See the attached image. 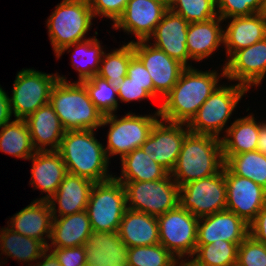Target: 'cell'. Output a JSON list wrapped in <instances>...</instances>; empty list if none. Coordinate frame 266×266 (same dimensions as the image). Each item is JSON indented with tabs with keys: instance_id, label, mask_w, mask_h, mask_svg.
Masks as SVG:
<instances>
[{
	"instance_id": "1",
	"label": "cell",
	"mask_w": 266,
	"mask_h": 266,
	"mask_svg": "<svg viewBox=\"0 0 266 266\" xmlns=\"http://www.w3.org/2000/svg\"><path fill=\"white\" fill-rule=\"evenodd\" d=\"M222 70L219 75L215 70L203 72L194 67H186L158 109L160 119L165 122L188 124L219 86V76L225 77L224 67Z\"/></svg>"
},
{
	"instance_id": "2",
	"label": "cell",
	"mask_w": 266,
	"mask_h": 266,
	"mask_svg": "<svg viewBox=\"0 0 266 266\" xmlns=\"http://www.w3.org/2000/svg\"><path fill=\"white\" fill-rule=\"evenodd\" d=\"M94 130H68L62 137L58 153L67 172L93 183L113 178L108 174L109 159L102 143L94 137Z\"/></svg>"
},
{
	"instance_id": "3",
	"label": "cell",
	"mask_w": 266,
	"mask_h": 266,
	"mask_svg": "<svg viewBox=\"0 0 266 266\" xmlns=\"http://www.w3.org/2000/svg\"><path fill=\"white\" fill-rule=\"evenodd\" d=\"M221 137L189 132L170 173L179 187L217 174L224 166Z\"/></svg>"
},
{
	"instance_id": "4",
	"label": "cell",
	"mask_w": 266,
	"mask_h": 266,
	"mask_svg": "<svg viewBox=\"0 0 266 266\" xmlns=\"http://www.w3.org/2000/svg\"><path fill=\"white\" fill-rule=\"evenodd\" d=\"M49 103L66 131H96L102 125L104 115L93 104L82 82L70 83L65 77L58 75Z\"/></svg>"
},
{
	"instance_id": "5",
	"label": "cell",
	"mask_w": 266,
	"mask_h": 266,
	"mask_svg": "<svg viewBox=\"0 0 266 266\" xmlns=\"http://www.w3.org/2000/svg\"><path fill=\"white\" fill-rule=\"evenodd\" d=\"M93 18L88 0H62L46 23L55 55L64 47L86 40Z\"/></svg>"
},
{
	"instance_id": "6",
	"label": "cell",
	"mask_w": 266,
	"mask_h": 266,
	"mask_svg": "<svg viewBox=\"0 0 266 266\" xmlns=\"http://www.w3.org/2000/svg\"><path fill=\"white\" fill-rule=\"evenodd\" d=\"M127 209L124 185L114 177L94 183L86 211L93 231L118 232Z\"/></svg>"
},
{
	"instance_id": "7",
	"label": "cell",
	"mask_w": 266,
	"mask_h": 266,
	"mask_svg": "<svg viewBox=\"0 0 266 266\" xmlns=\"http://www.w3.org/2000/svg\"><path fill=\"white\" fill-rule=\"evenodd\" d=\"M120 182L125 187L128 209L158 217L179 205L180 187L171 174L154 181Z\"/></svg>"
},
{
	"instance_id": "8",
	"label": "cell",
	"mask_w": 266,
	"mask_h": 266,
	"mask_svg": "<svg viewBox=\"0 0 266 266\" xmlns=\"http://www.w3.org/2000/svg\"><path fill=\"white\" fill-rule=\"evenodd\" d=\"M247 91L240 84L218 86L187 124L190 132L219 137L239 100Z\"/></svg>"
},
{
	"instance_id": "9",
	"label": "cell",
	"mask_w": 266,
	"mask_h": 266,
	"mask_svg": "<svg viewBox=\"0 0 266 266\" xmlns=\"http://www.w3.org/2000/svg\"><path fill=\"white\" fill-rule=\"evenodd\" d=\"M226 202L225 165L217 174L179 188V205L197 218L226 210Z\"/></svg>"
},
{
	"instance_id": "10",
	"label": "cell",
	"mask_w": 266,
	"mask_h": 266,
	"mask_svg": "<svg viewBox=\"0 0 266 266\" xmlns=\"http://www.w3.org/2000/svg\"><path fill=\"white\" fill-rule=\"evenodd\" d=\"M159 111L150 115H135L127 113L118 119L115 114L105 115L102 125H110L108 131L106 154L109 156L120 154V159L132 152L147 140L154 124L159 120Z\"/></svg>"
},
{
	"instance_id": "11",
	"label": "cell",
	"mask_w": 266,
	"mask_h": 266,
	"mask_svg": "<svg viewBox=\"0 0 266 266\" xmlns=\"http://www.w3.org/2000/svg\"><path fill=\"white\" fill-rule=\"evenodd\" d=\"M57 80L58 74H46L34 69H22L18 72L9 98L14 117L26 119L38 108L48 104Z\"/></svg>"
},
{
	"instance_id": "12",
	"label": "cell",
	"mask_w": 266,
	"mask_h": 266,
	"mask_svg": "<svg viewBox=\"0 0 266 266\" xmlns=\"http://www.w3.org/2000/svg\"><path fill=\"white\" fill-rule=\"evenodd\" d=\"M159 243L174 257H194L199 218L178 205L157 217Z\"/></svg>"
},
{
	"instance_id": "13",
	"label": "cell",
	"mask_w": 266,
	"mask_h": 266,
	"mask_svg": "<svg viewBox=\"0 0 266 266\" xmlns=\"http://www.w3.org/2000/svg\"><path fill=\"white\" fill-rule=\"evenodd\" d=\"M164 122L160 119L154 124L141 148L151 159L171 173L177 163L183 141L190 130L184 123L165 122L166 125Z\"/></svg>"
},
{
	"instance_id": "14",
	"label": "cell",
	"mask_w": 266,
	"mask_h": 266,
	"mask_svg": "<svg viewBox=\"0 0 266 266\" xmlns=\"http://www.w3.org/2000/svg\"><path fill=\"white\" fill-rule=\"evenodd\" d=\"M135 55L141 60L150 74L154 85V98L165 97L179 80L186 68L161 49L148 44V40L131 41Z\"/></svg>"
},
{
	"instance_id": "15",
	"label": "cell",
	"mask_w": 266,
	"mask_h": 266,
	"mask_svg": "<svg viewBox=\"0 0 266 266\" xmlns=\"http://www.w3.org/2000/svg\"><path fill=\"white\" fill-rule=\"evenodd\" d=\"M226 210L235 213L248 225L266 204V189L248 178L233 174L225 166Z\"/></svg>"
},
{
	"instance_id": "16",
	"label": "cell",
	"mask_w": 266,
	"mask_h": 266,
	"mask_svg": "<svg viewBox=\"0 0 266 266\" xmlns=\"http://www.w3.org/2000/svg\"><path fill=\"white\" fill-rule=\"evenodd\" d=\"M168 9V0H129L113 28L134 34L137 41L148 40Z\"/></svg>"
},
{
	"instance_id": "17",
	"label": "cell",
	"mask_w": 266,
	"mask_h": 266,
	"mask_svg": "<svg viewBox=\"0 0 266 266\" xmlns=\"http://www.w3.org/2000/svg\"><path fill=\"white\" fill-rule=\"evenodd\" d=\"M224 65L229 80L239 81L248 90L258 86L266 74V38L236 51Z\"/></svg>"
},
{
	"instance_id": "18",
	"label": "cell",
	"mask_w": 266,
	"mask_h": 266,
	"mask_svg": "<svg viewBox=\"0 0 266 266\" xmlns=\"http://www.w3.org/2000/svg\"><path fill=\"white\" fill-rule=\"evenodd\" d=\"M249 235V225L235 213L223 210L199 218L196 244L228 241L241 243Z\"/></svg>"
},
{
	"instance_id": "19",
	"label": "cell",
	"mask_w": 266,
	"mask_h": 266,
	"mask_svg": "<svg viewBox=\"0 0 266 266\" xmlns=\"http://www.w3.org/2000/svg\"><path fill=\"white\" fill-rule=\"evenodd\" d=\"M189 24L182 16L168 9L148 41L154 38L155 43L152 45L161 49L185 67H192L187 65L190 59L186 45Z\"/></svg>"
},
{
	"instance_id": "20",
	"label": "cell",
	"mask_w": 266,
	"mask_h": 266,
	"mask_svg": "<svg viewBox=\"0 0 266 266\" xmlns=\"http://www.w3.org/2000/svg\"><path fill=\"white\" fill-rule=\"evenodd\" d=\"M83 246L87 266H128V246L118 232L93 231Z\"/></svg>"
},
{
	"instance_id": "21",
	"label": "cell",
	"mask_w": 266,
	"mask_h": 266,
	"mask_svg": "<svg viewBox=\"0 0 266 266\" xmlns=\"http://www.w3.org/2000/svg\"><path fill=\"white\" fill-rule=\"evenodd\" d=\"M25 121L35 151H57L59 149L66 130L50 103L38 108Z\"/></svg>"
},
{
	"instance_id": "22",
	"label": "cell",
	"mask_w": 266,
	"mask_h": 266,
	"mask_svg": "<svg viewBox=\"0 0 266 266\" xmlns=\"http://www.w3.org/2000/svg\"><path fill=\"white\" fill-rule=\"evenodd\" d=\"M93 186L92 181L67 173L56 193L48 200L53 217H63L85 211ZM56 202H58V211Z\"/></svg>"
},
{
	"instance_id": "23",
	"label": "cell",
	"mask_w": 266,
	"mask_h": 266,
	"mask_svg": "<svg viewBox=\"0 0 266 266\" xmlns=\"http://www.w3.org/2000/svg\"><path fill=\"white\" fill-rule=\"evenodd\" d=\"M29 159L33 161L30 184L46 193L36 200L48 201L68 173L65 163L58 151H36Z\"/></svg>"
},
{
	"instance_id": "24",
	"label": "cell",
	"mask_w": 266,
	"mask_h": 266,
	"mask_svg": "<svg viewBox=\"0 0 266 266\" xmlns=\"http://www.w3.org/2000/svg\"><path fill=\"white\" fill-rule=\"evenodd\" d=\"M226 27L223 39L226 54L230 58L236 51L266 38V12L232 17Z\"/></svg>"
},
{
	"instance_id": "25",
	"label": "cell",
	"mask_w": 266,
	"mask_h": 266,
	"mask_svg": "<svg viewBox=\"0 0 266 266\" xmlns=\"http://www.w3.org/2000/svg\"><path fill=\"white\" fill-rule=\"evenodd\" d=\"M8 224L11 230L21 235L35 238L49 245L43 236L50 239L53 214L48 201L35 200L30 205L16 213Z\"/></svg>"
},
{
	"instance_id": "26",
	"label": "cell",
	"mask_w": 266,
	"mask_h": 266,
	"mask_svg": "<svg viewBox=\"0 0 266 266\" xmlns=\"http://www.w3.org/2000/svg\"><path fill=\"white\" fill-rule=\"evenodd\" d=\"M158 230L157 217L127 208L118 234L122 242L131 248L159 244Z\"/></svg>"
},
{
	"instance_id": "27",
	"label": "cell",
	"mask_w": 266,
	"mask_h": 266,
	"mask_svg": "<svg viewBox=\"0 0 266 266\" xmlns=\"http://www.w3.org/2000/svg\"><path fill=\"white\" fill-rule=\"evenodd\" d=\"M93 232L87 211L53 217L50 248H68L83 246Z\"/></svg>"
},
{
	"instance_id": "28",
	"label": "cell",
	"mask_w": 266,
	"mask_h": 266,
	"mask_svg": "<svg viewBox=\"0 0 266 266\" xmlns=\"http://www.w3.org/2000/svg\"><path fill=\"white\" fill-rule=\"evenodd\" d=\"M220 16L206 22L190 23L187 29L186 45L191 60L200 61L212 55L220 44H224Z\"/></svg>"
},
{
	"instance_id": "29",
	"label": "cell",
	"mask_w": 266,
	"mask_h": 266,
	"mask_svg": "<svg viewBox=\"0 0 266 266\" xmlns=\"http://www.w3.org/2000/svg\"><path fill=\"white\" fill-rule=\"evenodd\" d=\"M260 123L252 115L236 119L221 139L224 163L233 155L256 151Z\"/></svg>"
},
{
	"instance_id": "30",
	"label": "cell",
	"mask_w": 266,
	"mask_h": 266,
	"mask_svg": "<svg viewBox=\"0 0 266 266\" xmlns=\"http://www.w3.org/2000/svg\"><path fill=\"white\" fill-rule=\"evenodd\" d=\"M122 176L114 178L118 181H154L167 177L170 173L144 150L136 148L121 158Z\"/></svg>"
},
{
	"instance_id": "31",
	"label": "cell",
	"mask_w": 266,
	"mask_h": 266,
	"mask_svg": "<svg viewBox=\"0 0 266 266\" xmlns=\"http://www.w3.org/2000/svg\"><path fill=\"white\" fill-rule=\"evenodd\" d=\"M0 250L20 262H31L41 259L47 246L35 238L21 235L7 227L0 231Z\"/></svg>"
},
{
	"instance_id": "32",
	"label": "cell",
	"mask_w": 266,
	"mask_h": 266,
	"mask_svg": "<svg viewBox=\"0 0 266 266\" xmlns=\"http://www.w3.org/2000/svg\"><path fill=\"white\" fill-rule=\"evenodd\" d=\"M0 151L28 159L36 152L25 119H16L0 127Z\"/></svg>"
},
{
	"instance_id": "33",
	"label": "cell",
	"mask_w": 266,
	"mask_h": 266,
	"mask_svg": "<svg viewBox=\"0 0 266 266\" xmlns=\"http://www.w3.org/2000/svg\"><path fill=\"white\" fill-rule=\"evenodd\" d=\"M233 174L251 179L266 189V155L259 151L231 156L224 164Z\"/></svg>"
},
{
	"instance_id": "34",
	"label": "cell",
	"mask_w": 266,
	"mask_h": 266,
	"mask_svg": "<svg viewBox=\"0 0 266 266\" xmlns=\"http://www.w3.org/2000/svg\"><path fill=\"white\" fill-rule=\"evenodd\" d=\"M135 55L131 42L121 46L113 52L105 54L101 58L100 70L97 76L108 80L117 90L127 76V67L130 59Z\"/></svg>"
},
{
	"instance_id": "35",
	"label": "cell",
	"mask_w": 266,
	"mask_h": 266,
	"mask_svg": "<svg viewBox=\"0 0 266 266\" xmlns=\"http://www.w3.org/2000/svg\"><path fill=\"white\" fill-rule=\"evenodd\" d=\"M72 46H75V53L73 52V57L75 55L82 57L84 60L86 59V63L84 65H78V63L74 62L72 60L73 67L79 72V78L78 81L81 82L85 79H89L99 73L100 70V63L101 58L103 55L102 46L100 44V41L97 40L96 36L91 38H86L84 41L76 42L73 45H69L67 47H64L57 55L56 57H61L62 53L64 51H67V49L72 48ZM82 54V55H81ZM79 59V58H78ZM76 60V58H75ZM77 61V60H76ZM83 62V61H82ZM84 62V63H85Z\"/></svg>"
},
{
	"instance_id": "36",
	"label": "cell",
	"mask_w": 266,
	"mask_h": 266,
	"mask_svg": "<svg viewBox=\"0 0 266 266\" xmlns=\"http://www.w3.org/2000/svg\"><path fill=\"white\" fill-rule=\"evenodd\" d=\"M240 244L223 240L212 244H196L194 259L203 266H228L237 261Z\"/></svg>"
},
{
	"instance_id": "37",
	"label": "cell",
	"mask_w": 266,
	"mask_h": 266,
	"mask_svg": "<svg viewBox=\"0 0 266 266\" xmlns=\"http://www.w3.org/2000/svg\"><path fill=\"white\" fill-rule=\"evenodd\" d=\"M93 104L103 113V115L114 114L118 107V99L115 98L117 90L108 80L95 75L89 79L81 81Z\"/></svg>"
},
{
	"instance_id": "38",
	"label": "cell",
	"mask_w": 266,
	"mask_h": 266,
	"mask_svg": "<svg viewBox=\"0 0 266 266\" xmlns=\"http://www.w3.org/2000/svg\"><path fill=\"white\" fill-rule=\"evenodd\" d=\"M171 11L187 22H206L217 17L216 0H168Z\"/></svg>"
},
{
	"instance_id": "39",
	"label": "cell",
	"mask_w": 266,
	"mask_h": 266,
	"mask_svg": "<svg viewBox=\"0 0 266 266\" xmlns=\"http://www.w3.org/2000/svg\"><path fill=\"white\" fill-rule=\"evenodd\" d=\"M128 266H175L174 257L163 245L128 248Z\"/></svg>"
},
{
	"instance_id": "40",
	"label": "cell",
	"mask_w": 266,
	"mask_h": 266,
	"mask_svg": "<svg viewBox=\"0 0 266 266\" xmlns=\"http://www.w3.org/2000/svg\"><path fill=\"white\" fill-rule=\"evenodd\" d=\"M217 15L223 20L266 12V0H216Z\"/></svg>"
},
{
	"instance_id": "41",
	"label": "cell",
	"mask_w": 266,
	"mask_h": 266,
	"mask_svg": "<svg viewBox=\"0 0 266 266\" xmlns=\"http://www.w3.org/2000/svg\"><path fill=\"white\" fill-rule=\"evenodd\" d=\"M237 261L243 266H266V245L248 235L238 247Z\"/></svg>"
},
{
	"instance_id": "42",
	"label": "cell",
	"mask_w": 266,
	"mask_h": 266,
	"mask_svg": "<svg viewBox=\"0 0 266 266\" xmlns=\"http://www.w3.org/2000/svg\"><path fill=\"white\" fill-rule=\"evenodd\" d=\"M129 0H88L94 17L105 16L113 20L114 24L122 16Z\"/></svg>"
},
{
	"instance_id": "43",
	"label": "cell",
	"mask_w": 266,
	"mask_h": 266,
	"mask_svg": "<svg viewBox=\"0 0 266 266\" xmlns=\"http://www.w3.org/2000/svg\"><path fill=\"white\" fill-rule=\"evenodd\" d=\"M127 76L130 78V81L136 85L144 86V89L154 97L153 80L144 64L136 55L130 59L127 67Z\"/></svg>"
},
{
	"instance_id": "44",
	"label": "cell",
	"mask_w": 266,
	"mask_h": 266,
	"mask_svg": "<svg viewBox=\"0 0 266 266\" xmlns=\"http://www.w3.org/2000/svg\"><path fill=\"white\" fill-rule=\"evenodd\" d=\"M61 266H85L86 252L84 246L54 248L51 251Z\"/></svg>"
},
{
	"instance_id": "45",
	"label": "cell",
	"mask_w": 266,
	"mask_h": 266,
	"mask_svg": "<svg viewBox=\"0 0 266 266\" xmlns=\"http://www.w3.org/2000/svg\"><path fill=\"white\" fill-rule=\"evenodd\" d=\"M118 99L122 102H130L134 100H142L146 98L154 97L144 89L142 85H136L130 81L128 76H125L124 81L119 85L117 89Z\"/></svg>"
},
{
	"instance_id": "46",
	"label": "cell",
	"mask_w": 266,
	"mask_h": 266,
	"mask_svg": "<svg viewBox=\"0 0 266 266\" xmlns=\"http://www.w3.org/2000/svg\"><path fill=\"white\" fill-rule=\"evenodd\" d=\"M249 235L256 241L266 245V204L249 224Z\"/></svg>"
},
{
	"instance_id": "47",
	"label": "cell",
	"mask_w": 266,
	"mask_h": 266,
	"mask_svg": "<svg viewBox=\"0 0 266 266\" xmlns=\"http://www.w3.org/2000/svg\"><path fill=\"white\" fill-rule=\"evenodd\" d=\"M12 117L9 96L0 87V127L9 123Z\"/></svg>"
},
{
	"instance_id": "48",
	"label": "cell",
	"mask_w": 266,
	"mask_h": 266,
	"mask_svg": "<svg viewBox=\"0 0 266 266\" xmlns=\"http://www.w3.org/2000/svg\"><path fill=\"white\" fill-rule=\"evenodd\" d=\"M257 151L266 155V122L260 123L258 142H257Z\"/></svg>"
},
{
	"instance_id": "49",
	"label": "cell",
	"mask_w": 266,
	"mask_h": 266,
	"mask_svg": "<svg viewBox=\"0 0 266 266\" xmlns=\"http://www.w3.org/2000/svg\"><path fill=\"white\" fill-rule=\"evenodd\" d=\"M48 249L42 254L40 257L41 259L44 258L42 262H37L35 266H61L60 263L58 262L56 256L51 252L50 254H47ZM34 266V265H31Z\"/></svg>"
},
{
	"instance_id": "50",
	"label": "cell",
	"mask_w": 266,
	"mask_h": 266,
	"mask_svg": "<svg viewBox=\"0 0 266 266\" xmlns=\"http://www.w3.org/2000/svg\"><path fill=\"white\" fill-rule=\"evenodd\" d=\"M181 258L176 259L175 266H203L200 263H198L195 259L189 260L184 259L180 261ZM179 260V261H178ZM187 260V261H186ZM180 262V263H179ZM179 264V265H178Z\"/></svg>"
},
{
	"instance_id": "51",
	"label": "cell",
	"mask_w": 266,
	"mask_h": 266,
	"mask_svg": "<svg viewBox=\"0 0 266 266\" xmlns=\"http://www.w3.org/2000/svg\"><path fill=\"white\" fill-rule=\"evenodd\" d=\"M228 266H243V265H241L238 261H236L232 264H229Z\"/></svg>"
}]
</instances>
